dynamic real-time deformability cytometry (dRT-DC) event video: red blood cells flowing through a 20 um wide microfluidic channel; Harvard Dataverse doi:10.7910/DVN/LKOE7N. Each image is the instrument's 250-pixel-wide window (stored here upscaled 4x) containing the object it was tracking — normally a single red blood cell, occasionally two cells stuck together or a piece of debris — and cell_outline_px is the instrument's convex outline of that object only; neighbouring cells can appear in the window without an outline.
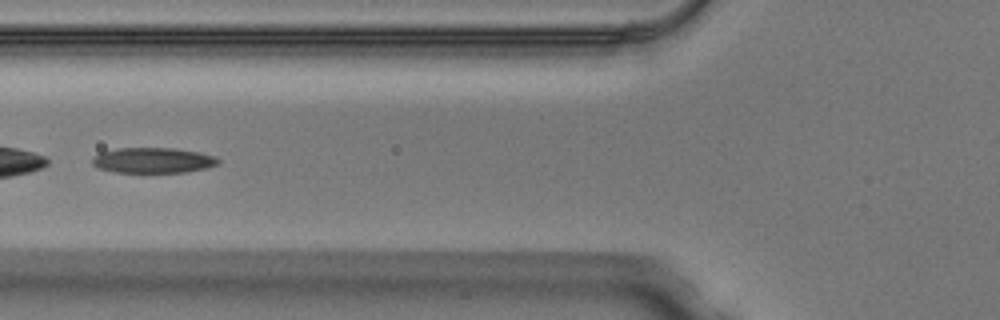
{"species": "Egyptian fruit bat (a non-hibernating species)", "species_latin": "Rousettus aegyptiacus", "temperature_condition": "warm", "stored_images_in_passage": 25, "camera_frame_rate_fps": 3000, "um_per_image_px": 0.085, "animal": {"sex": "male"}, "frame": {"image": 1, "passage_image": 8, "time_ms": 2.333, "image_size_px": [1000, 320], "cell_outline_px": [[220, 164], [204, 168], [184, 172], [116, 172], [100, 168], [92, 164], [92, 160], [100, 152], [116, 148], [176, 148], [216, 156], [220, 160]], "centroid_in_image_um": [13.03, 13.62], "position_along_channel_um": 112.8, "area_um2": 18.5}}
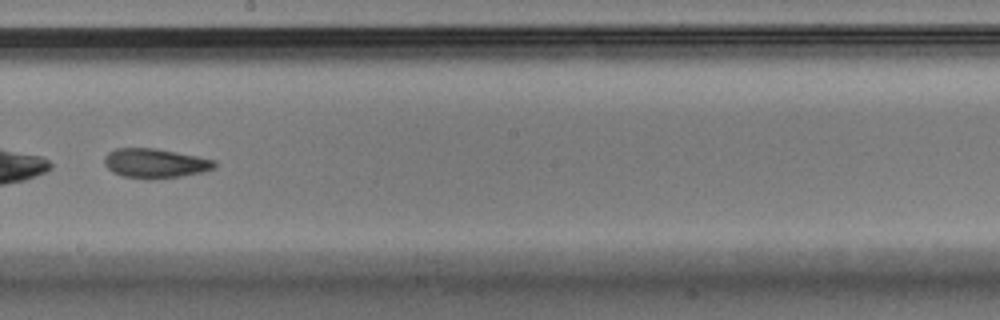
{"frame": {"image": 2, "passage_image": 17, "time_ms": 5.333, "image_size_px": [1000, 320], "cell_outline_px": [[216, 168], [200, 172], [180, 176], [152, 180], [124, 176], [112, 172], [104, 164], [104, 156], [108, 152], [116, 148], [156, 148], [216, 160]], "centroid_in_image_um": [13.17, 13.88], "position_along_channel_um": 235.0, "area_um2": 18.96}}
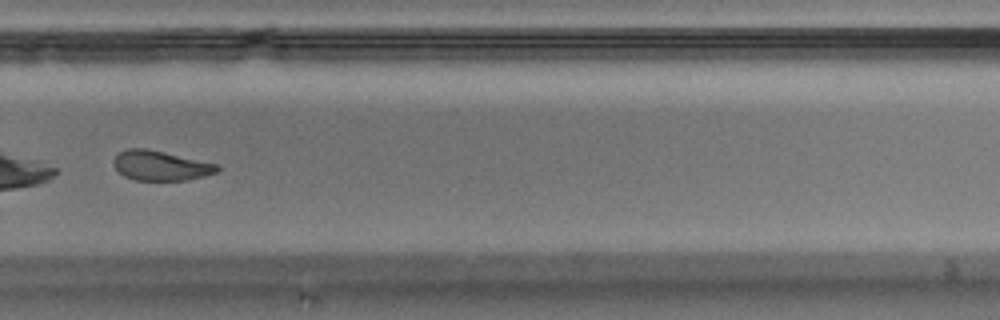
{"frame": {"image": 3, "passage_image": 23, "time_ms": 7.333, "image_size_px": [1000, 320], "cell_outline_px": [[220, 172], [188, 180], [136, 180], [124, 176], [112, 164], [112, 160], [120, 152], [128, 148], [144, 148], [164, 152], [220, 164]], "centroid_in_image_um": [13.7, 14.08], "position_along_channel_um": 316.1, "area_um2": 18.09}}